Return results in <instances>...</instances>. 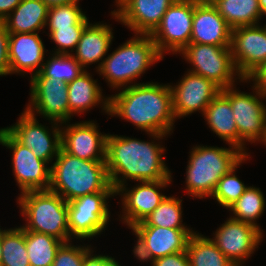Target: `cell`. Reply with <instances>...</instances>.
Returning <instances> with one entry per match:
<instances>
[{
  "label": "cell",
  "instance_id": "obj_16",
  "mask_svg": "<svg viewBox=\"0 0 266 266\" xmlns=\"http://www.w3.org/2000/svg\"><path fill=\"white\" fill-rule=\"evenodd\" d=\"M172 93V109L176 120L196 112L201 115L221 88L212 80L190 71L184 72L176 83L169 82Z\"/></svg>",
  "mask_w": 266,
  "mask_h": 266
},
{
  "label": "cell",
  "instance_id": "obj_33",
  "mask_svg": "<svg viewBox=\"0 0 266 266\" xmlns=\"http://www.w3.org/2000/svg\"><path fill=\"white\" fill-rule=\"evenodd\" d=\"M1 266H30L25 230L19 225L12 226L4 232Z\"/></svg>",
  "mask_w": 266,
  "mask_h": 266
},
{
  "label": "cell",
  "instance_id": "obj_32",
  "mask_svg": "<svg viewBox=\"0 0 266 266\" xmlns=\"http://www.w3.org/2000/svg\"><path fill=\"white\" fill-rule=\"evenodd\" d=\"M253 154L246 155L235 167L223 175L218 181L217 187L210 199H213L220 207L227 210L248 188L240 177L237 176L238 169L252 160Z\"/></svg>",
  "mask_w": 266,
  "mask_h": 266
},
{
  "label": "cell",
  "instance_id": "obj_45",
  "mask_svg": "<svg viewBox=\"0 0 266 266\" xmlns=\"http://www.w3.org/2000/svg\"><path fill=\"white\" fill-rule=\"evenodd\" d=\"M1 223V222H0ZM8 228L7 227H1L0 225V266L2 264V240H3V235H4V232L7 230Z\"/></svg>",
  "mask_w": 266,
  "mask_h": 266
},
{
  "label": "cell",
  "instance_id": "obj_44",
  "mask_svg": "<svg viewBox=\"0 0 266 266\" xmlns=\"http://www.w3.org/2000/svg\"><path fill=\"white\" fill-rule=\"evenodd\" d=\"M48 7L69 4L80 0H42Z\"/></svg>",
  "mask_w": 266,
  "mask_h": 266
},
{
  "label": "cell",
  "instance_id": "obj_40",
  "mask_svg": "<svg viewBox=\"0 0 266 266\" xmlns=\"http://www.w3.org/2000/svg\"><path fill=\"white\" fill-rule=\"evenodd\" d=\"M9 33L2 21H0V76L9 75V54H8Z\"/></svg>",
  "mask_w": 266,
  "mask_h": 266
},
{
  "label": "cell",
  "instance_id": "obj_18",
  "mask_svg": "<svg viewBox=\"0 0 266 266\" xmlns=\"http://www.w3.org/2000/svg\"><path fill=\"white\" fill-rule=\"evenodd\" d=\"M230 48L236 70L248 79L266 62V23L233 28Z\"/></svg>",
  "mask_w": 266,
  "mask_h": 266
},
{
  "label": "cell",
  "instance_id": "obj_46",
  "mask_svg": "<svg viewBox=\"0 0 266 266\" xmlns=\"http://www.w3.org/2000/svg\"><path fill=\"white\" fill-rule=\"evenodd\" d=\"M127 0H114V4L110 6H114L113 10H111V13H115Z\"/></svg>",
  "mask_w": 266,
  "mask_h": 266
},
{
  "label": "cell",
  "instance_id": "obj_36",
  "mask_svg": "<svg viewBox=\"0 0 266 266\" xmlns=\"http://www.w3.org/2000/svg\"><path fill=\"white\" fill-rule=\"evenodd\" d=\"M85 27H45L44 33L51 40V43H55V48L48 50L49 53L71 55L75 51Z\"/></svg>",
  "mask_w": 266,
  "mask_h": 266
},
{
  "label": "cell",
  "instance_id": "obj_20",
  "mask_svg": "<svg viewBox=\"0 0 266 266\" xmlns=\"http://www.w3.org/2000/svg\"><path fill=\"white\" fill-rule=\"evenodd\" d=\"M175 0H127L110 17L131 34L151 35Z\"/></svg>",
  "mask_w": 266,
  "mask_h": 266
},
{
  "label": "cell",
  "instance_id": "obj_14",
  "mask_svg": "<svg viewBox=\"0 0 266 266\" xmlns=\"http://www.w3.org/2000/svg\"><path fill=\"white\" fill-rule=\"evenodd\" d=\"M28 80L30 92L24 107L26 111L59 124L70 121L67 83L45 77L41 72Z\"/></svg>",
  "mask_w": 266,
  "mask_h": 266
},
{
  "label": "cell",
  "instance_id": "obj_11",
  "mask_svg": "<svg viewBox=\"0 0 266 266\" xmlns=\"http://www.w3.org/2000/svg\"><path fill=\"white\" fill-rule=\"evenodd\" d=\"M44 121L43 124L40 123L39 118L23 108L16 122L4 128L18 142L31 149L35 156L51 166L61 148V124Z\"/></svg>",
  "mask_w": 266,
  "mask_h": 266
},
{
  "label": "cell",
  "instance_id": "obj_26",
  "mask_svg": "<svg viewBox=\"0 0 266 266\" xmlns=\"http://www.w3.org/2000/svg\"><path fill=\"white\" fill-rule=\"evenodd\" d=\"M210 131L224 144L238 148V130L229 99L220 91L202 115Z\"/></svg>",
  "mask_w": 266,
  "mask_h": 266
},
{
  "label": "cell",
  "instance_id": "obj_5",
  "mask_svg": "<svg viewBox=\"0 0 266 266\" xmlns=\"http://www.w3.org/2000/svg\"><path fill=\"white\" fill-rule=\"evenodd\" d=\"M194 144L190 147L184 173L185 196L193 200L211 198L220 178L246 155L236 147Z\"/></svg>",
  "mask_w": 266,
  "mask_h": 266
},
{
  "label": "cell",
  "instance_id": "obj_29",
  "mask_svg": "<svg viewBox=\"0 0 266 266\" xmlns=\"http://www.w3.org/2000/svg\"><path fill=\"white\" fill-rule=\"evenodd\" d=\"M177 196V197H176ZM183 197L168 195L145 219L133 226H157L172 229H195L183 222Z\"/></svg>",
  "mask_w": 266,
  "mask_h": 266
},
{
  "label": "cell",
  "instance_id": "obj_8",
  "mask_svg": "<svg viewBox=\"0 0 266 266\" xmlns=\"http://www.w3.org/2000/svg\"><path fill=\"white\" fill-rule=\"evenodd\" d=\"M115 197V192H97L67 202L70 238L91 242L101 237L112 222L109 203Z\"/></svg>",
  "mask_w": 266,
  "mask_h": 266
},
{
  "label": "cell",
  "instance_id": "obj_39",
  "mask_svg": "<svg viewBox=\"0 0 266 266\" xmlns=\"http://www.w3.org/2000/svg\"><path fill=\"white\" fill-rule=\"evenodd\" d=\"M129 230H131L132 235L136 236L134 239L135 244L133 247L132 251V255L135 259H137V262L139 261V263L141 262V264H150V266H153L154 263V258L151 255V252L148 250V247L146 246L145 241L143 240V238L133 230V228L128 227ZM149 262V263H148Z\"/></svg>",
  "mask_w": 266,
  "mask_h": 266
},
{
  "label": "cell",
  "instance_id": "obj_13",
  "mask_svg": "<svg viewBox=\"0 0 266 266\" xmlns=\"http://www.w3.org/2000/svg\"><path fill=\"white\" fill-rule=\"evenodd\" d=\"M0 145L10 151L11 168L21 194L26 191L48 190L51 166L18 142L4 127L0 128Z\"/></svg>",
  "mask_w": 266,
  "mask_h": 266
},
{
  "label": "cell",
  "instance_id": "obj_21",
  "mask_svg": "<svg viewBox=\"0 0 266 266\" xmlns=\"http://www.w3.org/2000/svg\"><path fill=\"white\" fill-rule=\"evenodd\" d=\"M113 31H115L114 27L112 28V24L108 22H90L84 28L77 47L71 55L85 70L91 71L90 66L94 64L93 71H97L111 49L115 39Z\"/></svg>",
  "mask_w": 266,
  "mask_h": 266
},
{
  "label": "cell",
  "instance_id": "obj_43",
  "mask_svg": "<svg viewBox=\"0 0 266 266\" xmlns=\"http://www.w3.org/2000/svg\"><path fill=\"white\" fill-rule=\"evenodd\" d=\"M22 0H0V21L5 19Z\"/></svg>",
  "mask_w": 266,
  "mask_h": 266
},
{
  "label": "cell",
  "instance_id": "obj_6",
  "mask_svg": "<svg viewBox=\"0 0 266 266\" xmlns=\"http://www.w3.org/2000/svg\"><path fill=\"white\" fill-rule=\"evenodd\" d=\"M20 225L25 231L48 234L63 242L72 241L68 226L67 202L49 190L26 191L16 196Z\"/></svg>",
  "mask_w": 266,
  "mask_h": 266
},
{
  "label": "cell",
  "instance_id": "obj_34",
  "mask_svg": "<svg viewBox=\"0 0 266 266\" xmlns=\"http://www.w3.org/2000/svg\"><path fill=\"white\" fill-rule=\"evenodd\" d=\"M84 70L72 55L49 53L40 72L45 77L69 83Z\"/></svg>",
  "mask_w": 266,
  "mask_h": 266
},
{
  "label": "cell",
  "instance_id": "obj_22",
  "mask_svg": "<svg viewBox=\"0 0 266 266\" xmlns=\"http://www.w3.org/2000/svg\"><path fill=\"white\" fill-rule=\"evenodd\" d=\"M232 28L217 11L216 7L199 0L194 6L190 43L231 46Z\"/></svg>",
  "mask_w": 266,
  "mask_h": 266
},
{
  "label": "cell",
  "instance_id": "obj_27",
  "mask_svg": "<svg viewBox=\"0 0 266 266\" xmlns=\"http://www.w3.org/2000/svg\"><path fill=\"white\" fill-rule=\"evenodd\" d=\"M212 3L227 24L233 29L263 23L259 0H206ZM262 21V22H261Z\"/></svg>",
  "mask_w": 266,
  "mask_h": 266
},
{
  "label": "cell",
  "instance_id": "obj_38",
  "mask_svg": "<svg viewBox=\"0 0 266 266\" xmlns=\"http://www.w3.org/2000/svg\"><path fill=\"white\" fill-rule=\"evenodd\" d=\"M94 247L84 258L83 266H123L117 257H112L104 251L100 254Z\"/></svg>",
  "mask_w": 266,
  "mask_h": 266
},
{
  "label": "cell",
  "instance_id": "obj_7",
  "mask_svg": "<svg viewBox=\"0 0 266 266\" xmlns=\"http://www.w3.org/2000/svg\"><path fill=\"white\" fill-rule=\"evenodd\" d=\"M242 83V84H241ZM251 92L241 91L237 85L249 84ZM229 99L234 120L238 130V149L249 155V144L256 146L261 140L266 127V97L249 80L243 79L239 84L221 89ZM249 143V144H248Z\"/></svg>",
  "mask_w": 266,
  "mask_h": 266
},
{
  "label": "cell",
  "instance_id": "obj_47",
  "mask_svg": "<svg viewBox=\"0 0 266 266\" xmlns=\"http://www.w3.org/2000/svg\"><path fill=\"white\" fill-rule=\"evenodd\" d=\"M259 6L262 10L263 18H266V0H259Z\"/></svg>",
  "mask_w": 266,
  "mask_h": 266
},
{
  "label": "cell",
  "instance_id": "obj_41",
  "mask_svg": "<svg viewBox=\"0 0 266 266\" xmlns=\"http://www.w3.org/2000/svg\"><path fill=\"white\" fill-rule=\"evenodd\" d=\"M153 266H190L186 251L155 259Z\"/></svg>",
  "mask_w": 266,
  "mask_h": 266
},
{
  "label": "cell",
  "instance_id": "obj_31",
  "mask_svg": "<svg viewBox=\"0 0 266 266\" xmlns=\"http://www.w3.org/2000/svg\"><path fill=\"white\" fill-rule=\"evenodd\" d=\"M25 239L30 266H52L64 243L54 236L33 231H25Z\"/></svg>",
  "mask_w": 266,
  "mask_h": 266
},
{
  "label": "cell",
  "instance_id": "obj_24",
  "mask_svg": "<svg viewBox=\"0 0 266 266\" xmlns=\"http://www.w3.org/2000/svg\"><path fill=\"white\" fill-rule=\"evenodd\" d=\"M145 241L155 259L186 251L190 236L195 229H172L157 226H132Z\"/></svg>",
  "mask_w": 266,
  "mask_h": 266
},
{
  "label": "cell",
  "instance_id": "obj_3",
  "mask_svg": "<svg viewBox=\"0 0 266 266\" xmlns=\"http://www.w3.org/2000/svg\"><path fill=\"white\" fill-rule=\"evenodd\" d=\"M132 35L113 51L111 48L101 67L95 71L105 80L110 91L143 83L137 80L164 59L150 35Z\"/></svg>",
  "mask_w": 266,
  "mask_h": 266
},
{
  "label": "cell",
  "instance_id": "obj_23",
  "mask_svg": "<svg viewBox=\"0 0 266 266\" xmlns=\"http://www.w3.org/2000/svg\"><path fill=\"white\" fill-rule=\"evenodd\" d=\"M92 71L84 70L78 77L67 83L70 121L81 117L94 108H101L102 115L109 117V95L102 89L100 80L94 79ZM104 92V93H103Z\"/></svg>",
  "mask_w": 266,
  "mask_h": 266
},
{
  "label": "cell",
  "instance_id": "obj_1",
  "mask_svg": "<svg viewBox=\"0 0 266 266\" xmlns=\"http://www.w3.org/2000/svg\"><path fill=\"white\" fill-rule=\"evenodd\" d=\"M146 134L150 140L108 132L105 162L115 191L129 182L174 179L165 160L168 150L163 145L170 135Z\"/></svg>",
  "mask_w": 266,
  "mask_h": 266
},
{
  "label": "cell",
  "instance_id": "obj_30",
  "mask_svg": "<svg viewBox=\"0 0 266 266\" xmlns=\"http://www.w3.org/2000/svg\"><path fill=\"white\" fill-rule=\"evenodd\" d=\"M186 253L190 266H235L213 243L197 230L190 236Z\"/></svg>",
  "mask_w": 266,
  "mask_h": 266
},
{
  "label": "cell",
  "instance_id": "obj_10",
  "mask_svg": "<svg viewBox=\"0 0 266 266\" xmlns=\"http://www.w3.org/2000/svg\"><path fill=\"white\" fill-rule=\"evenodd\" d=\"M172 182H174L173 179L135 181L134 186L130 183L120 186L115 191V195L116 198L120 197L121 211L116 213L115 220L121 221L119 224L125 225L126 228L143 221L165 199L167 195L164 191L171 187Z\"/></svg>",
  "mask_w": 266,
  "mask_h": 266
},
{
  "label": "cell",
  "instance_id": "obj_17",
  "mask_svg": "<svg viewBox=\"0 0 266 266\" xmlns=\"http://www.w3.org/2000/svg\"><path fill=\"white\" fill-rule=\"evenodd\" d=\"M97 120L61 124V148L68 154L85 160H105L108 133L100 131Z\"/></svg>",
  "mask_w": 266,
  "mask_h": 266
},
{
  "label": "cell",
  "instance_id": "obj_12",
  "mask_svg": "<svg viewBox=\"0 0 266 266\" xmlns=\"http://www.w3.org/2000/svg\"><path fill=\"white\" fill-rule=\"evenodd\" d=\"M198 1L175 0L150 35L164 59L166 54L177 56L190 44L194 6Z\"/></svg>",
  "mask_w": 266,
  "mask_h": 266
},
{
  "label": "cell",
  "instance_id": "obj_35",
  "mask_svg": "<svg viewBox=\"0 0 266 266\" xmlns=\"http://www.w3.org/2000/svg\"><path fill=\"white\" fill-rule=\"evenodd\" d=\"M79 2L49 7L45 27L87 26L91 21Z\"/></svg>",
  "mask_w": 266,
  "mask_h": 266
},
{
  "label": "cell",
  "instance_id": "obj_48",
  "mask_svg": "<svg viewBox=\"0 0 266 266\" xmlns=\"http://www.w3.org/2000/svg\"><path fill=\"white\" fill-rule=\"evenodd\" d=\"M258 144H262V146H264L266 148V127H265V130H264V134H263V137L261 138V140L257 143Z\"/></svg>",
  "mask_w": 266,
  "mask_h": 266
},
{
  "label": "cell",
  "instance_id": "obj_37",
  "mask_svg": "<svg viewBox=\"0 0 266 266\" xmlns=\"http://www.w3.org/2000/svg\"><path fill=\"white\" fill-rule=\"evenodd\" d=\"M83 242L80 240L64 242L58 249L52 266H83L85 256L96 247L92 242L86 244Z\"/></svg>",
  "mask_w": 266,
  "mask_h": 266
},
{
  "label": "cell",
  "instance_id": "obj_42",
  "mask_svg": "<svg viewBox=\"0 0 266 266\" xmlns=\"http://www.w3.org/2000/svg\"><path fill=\"white\" fill-rule=\"evenodd\" d=\"M248 79L253 82L258 91L266 97V62Z\"/></svg>",
  "mask_w": 266,
  "mask_h": 266
},
{
  "label": "cell",
  "instance_id": "obj_28",
  "mask_svg": "<svg viewBox=\"0 0 266 266\" xmlns=\"http://www.w3.org/2000/svg\"><path fill=\"white\" fill-rule=\"evenodd\" d=\"M266 209L265 194L260 187L252 184L248 186L245 192L235 201L227 210L229 217L248 223L259 229L265 234L261 225H259V218L261 219Z\"/></svg>",
  "mask_w": 266,
  "mask_h": 266
},
{
  "label": "cell",
  "instance_id": "obj_9",
  "mask_svg": "<svg viewBox=\"0 0 266 266\" xmlns=\"http://www.w3.org/2000/svg\"><path fill=\"white\" fill-rule=\"evenodd\" d=\"M230 47L190 43L178 56L189 64L188 71L212 80L224 89L243 80L234 65Z\"/></svg>",
  "mask_w": 266,
  "mask_h": 266
},
{
  "label": "cell",
  "instance_id": "obj_15",
  "mask_svg": "<svg viewBox=\"0 0 266 266\" xmlns=\"http://www.w3.org/2000/svg\"><path fill=\"white\" fill-rule=\"evenodd\" d=\"M212 232L209 238L235 266H245L265 238L253 225L229 216Z\"/></svg>",
  "mask_w": 266,
  "mask_h": 266
},
{
  "label": "cell",
  "instance_id": "obj_25",
  "mask_svg": "<svg viewBox=\"0 0 266 266\" xmlns=\"http://www.w3.org/2000/svg\"><path fill=\"white\" fill-rule=\"evenodd\" d=\"M49 7L42 0H22L2 20L10 33H44Z\"/></svg>",
  "mask_w": 266,
  "mask_h": 266
},
{
  "label": "cell",
  "instance_id": "obj_4",
  "mask_svg": "<svg viewBox=\"0 0 266 266\" xmlns=\"http://www.w3.org/2000/svg\"><path fill=\"white\" fill-rule=\"evenodd\" d=\"M49 191L66 202L97 193L115 192L110 183L105 160H85L59 149L51 165Z\"/></svg>",
  "mask_w": 266,
  "mask_h": 266
},
{
  "label": "cell",
  "instance_id": "obj_19",
  "mask_svg": "<svg viewBox=\"0 0 266 266\" xmlns=\"http://www.w3.org/2000/svg\"><path fill=\"white\" fill-rule=\"evenodd\" d=\"M41 37L40 33L9 34V76L14 74L30 79L40 73L49 54Z\"/></svg>",
  "mask_w": 266,
  "mask_h": 266
},
{
  "label": "cell",
  "instance_id": "obj_2",
  "mask_svg": "<svg viewBox=\"0 0 266 266\" xmlns=\"http://www.w3.org/2000/svg\"><path fill=\"white\" fill-rule=\"evenodd\" d=\"M109 116L144 133L172 135L176 120L169 83L144 81L109 94Z\"/></svg>",
  "mask_w": 266,
  "mask_h": 266
}]
</instances>
